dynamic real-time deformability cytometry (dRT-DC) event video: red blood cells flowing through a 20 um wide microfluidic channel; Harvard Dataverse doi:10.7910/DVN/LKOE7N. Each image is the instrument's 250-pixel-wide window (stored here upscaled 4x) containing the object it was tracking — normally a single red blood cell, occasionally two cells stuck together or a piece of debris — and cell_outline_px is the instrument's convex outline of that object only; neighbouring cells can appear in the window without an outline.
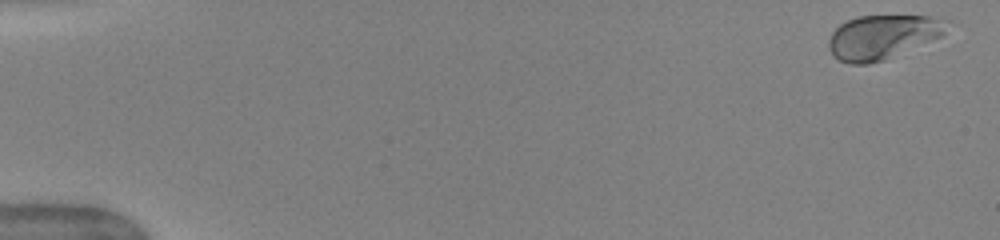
{"species": "human", "species_latin": "Homo sapiens", "temperature_condition": "warm", "stored_images_in_passage": 51, "camera_frame_rate_fps": 3000, "um_per_image_px": 0.085, "donor": {"sex": "female"}, "frame": {"image": 1, "passage_image": 2, "time_ms": 0.333, "image_size_px": [1000, 240], "cell_outline_px": [[944, 32], [940, 36], [884, 60], [868, 64], [848, 64], [832, 56], [828, 48], [828, 40], [832, 32], [840, 24], [856, 16], [928, 16]], "centroid_in_image_um": [74.78, 3.18], "position_along_channel_um": 10.2, "area_um2": 29.19}}
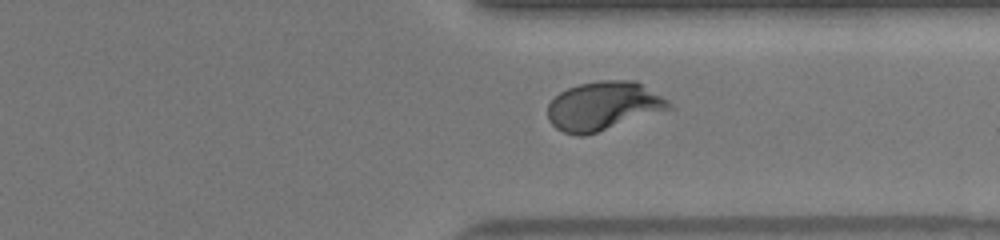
{"frame": {"image": 2, "passage_image": 40, "time_ms": 13.0, "image_size_px": [1000, 240], "cell_outline_px": [[676, 108], [584, 136], [576, 136], [564, 132], [556, 128], [548, 120], [548, 104], [560, 92], [568, 88], [580, 84], [600, 80], [636, 80], [668, 100]], "centroid_in_image_um": [51.32, 9.01], "position_along_channel_um": 360.1, "area_um2": 34.62}}
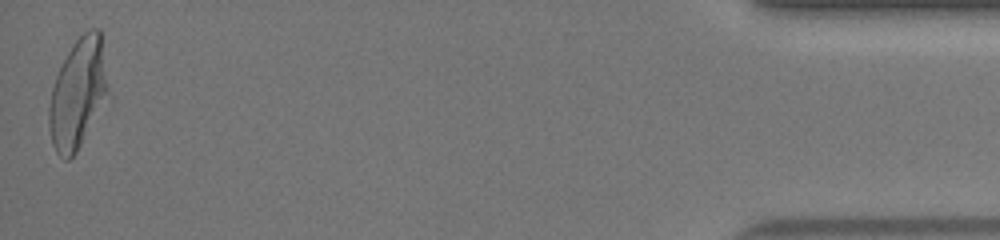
{"frame": {"image": 3, "passage_image": 51, "time_ms": 16.667, "image_size_px": [1000, 240], "cell_outline_px": [[112, 96], [76, 152], [68, 160], [64, 160], [56, 152], [52, 144], [48, 128], [48, 108], [52, 88], [56, 76], [72, 44], [88, 28], [100, 28]], "centroid_in_image_um": [6.69, 7.96], "position_along_channel_um": 428.5, "area_um2": 39.02}, "authors_computed_cell_mechanics": {"area_um2": 32.7726, "velocity_mm_per_s": 4.0256, "shape_relaxation_time_tau1_ms": 3.5261, "shape_relaxation_time_tau2_ms": null, "deformation_change_tau1": 0.1777, "deformation_change_tau2": null}}